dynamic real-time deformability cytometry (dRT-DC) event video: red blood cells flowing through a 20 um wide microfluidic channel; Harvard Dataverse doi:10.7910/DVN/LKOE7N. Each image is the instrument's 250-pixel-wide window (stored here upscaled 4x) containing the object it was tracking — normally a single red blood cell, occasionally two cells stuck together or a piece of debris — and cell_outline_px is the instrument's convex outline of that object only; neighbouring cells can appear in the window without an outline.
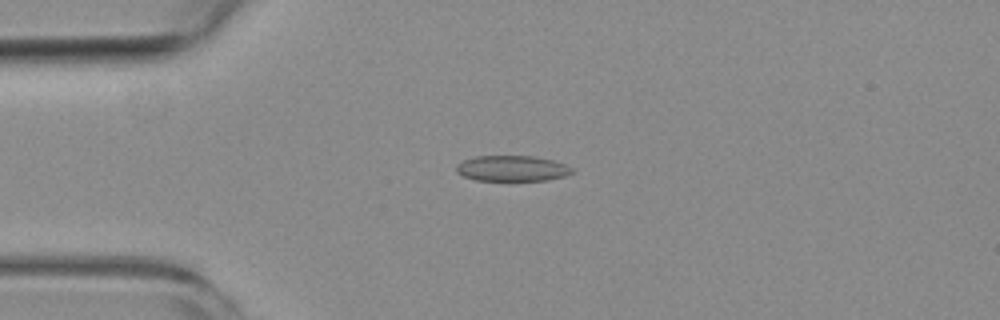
{"species": "common noctule bat (a hibernating species)", "species_latin": "Nyctalus noctula", "temperature_condition": "room temperature", "stored_images_in_passage": 4, "camera_frame_rate_fps": 3000, "um_per_image_px": 0.085, "animal": {"sex": "female", "body_mass_g": 19.3, "forearm_length_mm": 54.1}, "frame": {"image": 1, "passage_image": 3, "time_ms": 2.333, "image_size_px": [1000, 320], "cell_outline_px": [[572, 172], [564, 176], [548, 180], [476, 180], [464, 176], [456, 172], [456, 164], [464, 160], [476, 156], [536, 156], [552, 160], [564, 164], [572, 168]], "centroid_in_image_um": [43.5, 14.31], "position_along_channel_um": 41.5, "area_um2": 17.17}}